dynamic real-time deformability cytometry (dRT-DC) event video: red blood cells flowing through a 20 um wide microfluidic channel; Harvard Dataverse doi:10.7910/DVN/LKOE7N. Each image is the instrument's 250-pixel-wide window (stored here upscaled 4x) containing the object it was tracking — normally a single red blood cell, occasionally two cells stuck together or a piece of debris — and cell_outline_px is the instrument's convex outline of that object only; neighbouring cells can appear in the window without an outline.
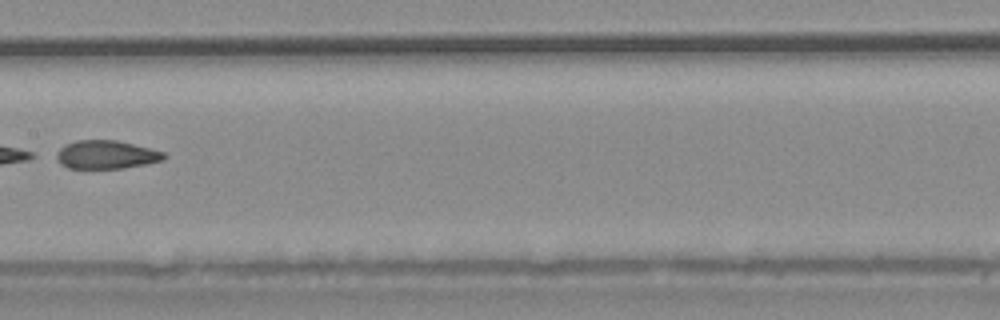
{"species": "common noctule bat (a hibernating species)", "species_latin": "Nyctalus noctula", "temperature_condition": "warm", "stored_images_in_passage": 5, "camera_frame_rate_fps": 3000, "um_per_image_px": 0.085, "animal": {"sex": "male", "body_mass_g": 20.4}, "frame": {"image": 1, "passage_image": 4, "time_ms": 1.0, "image_size_px": [1000, 320], "cell_outline_px": [[168, 156], [164, 160], [148, 164], [124, 168], [68, 168], [60, 164], [52, 156], [64, 144], [76, 140], [116, 140], [164, 152]], "centroid_in_image_um": [8.99, 13.15], "position_along_channel_um": 198.4, "area_um2": 18.03}}